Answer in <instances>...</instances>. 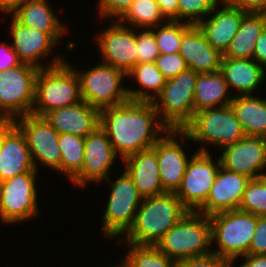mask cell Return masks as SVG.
<instances>
[{"label": "cell", "mask_w": 266, "mask_h": 267, "mask_svg": "<svg viewBox=\"0 0 266 267\" xmlns=\"http://www.w3.org/2000/svg\"><path fill=\"white\" fill-rule=\"evenodd\" d=\"M99 126L121 161L152 148L168 130L160 121L153 102L133 100L101 109Z\"/></svg>", "instance_id": "obj_1"}, {"label": "cell", "mask_w": 266, "mask_h": 267, "mask_svg": "<svg viewBox=\"0 0 266 267\" xmlns=\"http://www.w3.org/2000/svg\"><path fill=\"white\" fill-rule=\"evenodd\" d=\"M187 212L174 192L143 198L132 226L115 242L155 246Z\"/></svg>", "instance_id": "obj_2"}, {"label": "cell", "mask_w": 266, "mask_h": 267, "mask_svg": "<svg viewBox=\"0 0 266 267\" xmlns=\"http://www.w3.org/2000/svg\"><path fill=\"white\" fill-rule=\"evenodd\" d=\"M209 216L188 211L156 243L155 247L177 261L212 253Z\"/></svg>", "instance_id": "obj_3"}, {"label": "cell", "mask_w": 266, "mask_h": 267, "mask_svg": "<svg viewBox=\"0 0 266 267\" xmlns=\"http://www.w3.org/2000/svg\"><path fill=\"white\" fill-rule=\"evenodd\" d=\"M182 130L192 142L199 144L197 150L202 152H211V146L222 149L246 136L231 105L195 112Z\"/></svg>", "instance_id": "obj_4"}, {"label": "cell", "mask_w": 266, "mask_h": 267, "mask_svg": "<svg viewBox=\"0 0 266 267\" xmlns=\"http://www.w3.org/2000/svg\"><path fill=\"white\" fill-rule=\"evenodd\" d=\"M110 175L104 182L109 194L104 203L100 230L103 240L120 239L132 226L136 212L143 200L132 178L124 170L118 178ZM116 179V180H114Z\"/></svg>", "instance_id": "obj_5"}, {"label": "cell", "mask_w": 266, "mask_h": 267, "mask_svg": "<svg viewBox=\"0 0 266 267\" xmlns=\"http://www.w3.org/2000/svg\"><path fill=\"white\" fill-rule=\"evenodd\" d=\"M81 101L78 75L66 61L60 65L39 69L35 80L32 115L43 117L51 110Z\"/></svg>", "instance_id": "obj_6"}, {"label": "cell", "mask_w": 266, "mask_h": 267, "mask_svg": "<svg viewBox=\"0 0 266 267\" xmlns=\"http://www.w3.org/2000/svg\"><path fill=\"white\" fill-rule=\"evenodd\" d=\"M211 239L217 248L212 252L233 260L248 255L258 216L240 210L219 212L209 216Z\"/></svg>", "instance_id": "obj_7"}, {"label": "cell", "mask_w": 266, "mask_h": 267, "mask_svg": "<svg viewBox=\"0 0 266 267\" xmlns=\"http://www.w3.org/2000/svg\"><path fill=\"white\" fill-rule=\"evenodd\" d=\"M66 62L78 75L82 100L91 106L101 110L130 100L127 86L123 84L127 78L123 70L100 61L83 70L77 69L68 60Z\"/></svg>", "instance_id": "obj_8"}, {"label": "cell", "mask_w": 266, "mask_h": 267, "mask_svg": "<svg viewBox=\"0 0 266 267\" xmlns=\"http://www.w3.org/2000/svg\"><path fill=\"white\" fill-rule=\"evenodd\" d=\"M197 76V72L187 68L166 79L161 93L153 100L160 121L168 129L182 130L192 120Z\"/></svg>", "instance_id": "obj_9"}, {"label": "cell", "mask_w": 266, "mask_h": 267, "mask_svg": "<svg viewBox=\"0 0 266 267\" xmlns=\"http://www.w3.org/2000/svg\"><path fill=\"white\" fill-rule=\"evenodd\" d=\"M39 173L26 172L0 182V223L15 226L40 216Z\"/></svg>", "instance_id": "obj_10"}, {"label": "cell", "mask_w": 266, "mask_h": 267, "mask_svg": "<svg viewBox=\"0 0 266 267\" xmlns=\"http://www.w3.org/2000/svg\"><path fill=\"white\" fill-rule=\"evenodd\" d=\"M38 71L26 63L0 71V122L31 114Z\"/></svg>", "instance_id": "obj_11"}, {"label": "cell", "mask_w": 266, "mask_h": 267, "mask_svg": "<svg viewBox=\"0 0 266 267\" xmlns=\"http://www.w3.org/2000/svg\"><path fill=\"white\" fill-rule=\"evenodd\" d=\"M24 134L35 169L45 166L60 172L61 151L59 133L44 118L28 114L12 121ZM41 166V167H39Z\"/></svg>", "instance_id": "obj_12"}, {"label": "cell", "mask_w": 266, "mask_h": 267, "mask_svg": "<svg viewBox=\"0 0 266 267\" xmlns=\"http://www.w3.org/2000/svg\"><path fill=\"white\" fill-rule=\"evenodd\" d=\"M10 17V25H8V33H10L9 37L12 41L10 44L22 63L32 65L38 69H46L66 61L62 53L54 56L52 51L59 45L49 34L22 25L11 15ZM49 55H52L50 59L47 58Z\"/></svg>", "instance_id": "obj_13"}, {"label": "cell", "mask_w": 266, "mask_h": 267, "mask_svg": "<svg viewBox=\"0 0 266 267\" xmlns=\"http://www.w3.org/2000/svg\"><path fill=\"white\" fill-rule=\"evenodd\" d=\"M104 29L95 32L92 37L101 56L100 62L123 70L126 74L138 64L136 28L109 21Z\"/></svg>", "instance_id": "obj_14"}, {"label": "cell", "mask_w": 266, "mask_h": 267, "mask_svg": "<svg viewBox=\"0 0 266 267\" xmlns=\"http://www.w3.org/2000/svg\"><path fill=\"white\" fill-rule=\"evenodd\" d=\"M197 151L190 159L180 187L175 192L188 211L196 212L205 202L220 168L219 157ZM215 159V161H214Z\"/></svg>", "instance_id": "obj_15"}, {"label": "cell", "mask_w": 266, "mask_h": 267, "mask_svg": "<svg viewBox=\"0 0 266 267\" xmlns=\"http://www.w3.org/2000/svg\"><path fill=\"white\" fill-rule=\"evenodd\" d=\"M185 142L189 144L191 140L183 130L168 129L152 147L157 153L161 184L165 192L177 191L191 157L198 151L196 149L189 155L182 146Z\"/></svg>", "instance_id": "obj_16"}, {"label": "cell", "mask_w": 266, "mask_h": 267, "mask_svg": "<svg viewBox=\"0 0 266 267\" xmlns=\"http://www.w3.org/2000/svg\"><path fill=\"white\" fill-rule=\"evenodd\" d=\"M118 159L105 131L98 126L85 137L81 171L69 183L80 189L88 187L87 184H102L111 175Z\"/></svg>", "instance_id": "obj_17"}, {"label": "cell", "mask_w": 266, "mask_h": 267, "mask_svg": "<svg viewBox=\"0 0 266 267\" xmlns=\"http://www.w3.org/2000/svg\"><path fill=\"white\" fill-rule=\"evenodd\" d=\"M224 169L251 178L266 176V137L245 136L220 150Z\"/></svg>", "instance_id": "obj_18"}, {"label": "cell", "mask_w": 266, "mask_h": 267, "mask_svg": "<svg viewBox=\"0 0 266 267\" xmlns=\"http://www.w3.org/2000/svg\"><path fill=\"white\" fill-rule=\"evenodd\" d=\"M38 172L21 130L12 122H0V182L18 174Z\"/></svg>", "instance_id": "obj_19"}, {"label": "cell", "mask_w": 266, "mask_h": 267, "mask_svg": "<svg viewBox=\"0 0 266 267\" xmlns=\"http://www.w3.org/2000/svg\"><path fill=\"white\" fill-rule=\"evenodd\" d=\"M250 178L220 166L206 202L196 211L210 216L219 212L238 210Z\"/></svg>", "instance_id": "obj_20"}, {"label": "cell", "mask_w": 266, "mask_h": 267, "mask_svg": "<svg viewBox=\"0 0 266 267\" xmlns=\"http://www.w3.org/2000/svg\"><path fill=\"white\" fill-rule=\"evenodd\" d=\"M59 133L85 138L100 123V110L85 101L51 110L43 116Z\"/></svg>", "instance_id": "obj_21"}, {"label": "cell", "mask_w": 266, "mask_h": 267, "mask_svg": "<svg viewBox=\"0 0 266 267\" xmlns=\"http://www.w3.org/2000/svg\"><path fill=\"white\" fill-rule=\"evenodd\" d=\"M179 54L187 68L198 74L220 71L222 54L207 41L197 24H192L183 33Z\"/></svg>", "instance_id": "obj_22"}, {"label": "cell", "mask_w": 266, "mask_h": 267, "mask_svg": "<svg viewBox=\"0 0 266 267\" xmlns=\"http://www.w3.org/2000/svg\"><path fill=\"white\" fill-rule=\"evenodd\" d=\"M50 3V0H28L19 5L11 16L22 25L49 34L61 45L64 43L61 40L70 30Z\"/></svg>", "instance_id": "obj_23"}, {"label": "cell", "mask_w": 266, "mask_h": 267, "mask_svg": "<svg viewBox=\"0 0 266 267\" xmlns=\"http://www.w3.org/2000/svg\"><path fill=\"white\" fill-rule=\"evenodd\" d=\"M247 12L219 3L213 11L197 25L207 41L223 54L238 32L243 16Z\"/></svg>", "instance_id": "obj_24"}, {"label": "cell", "mask_w": 266, "mask_h": 267, "mask_svg": "<svg viewBox=\"0 0 266 267\" xmlns=\"http://www.w3.org/2000/svg\"><path fill=\"white\" fill-rule=\"evenodd\" d=\"M220 72L233 96L257 94L266 79V70L254 59L222 58Z\"/></svg>", "instance_id": "obj_25"}, {"label": "cell", "mask_w": 266, "mask_h": 267, "mask_svg": "<svg viewBox=\"0 0 266 267\" xmlns=\"http://www.w3.org/2000/svg\"><path fill=\"white\" fill-rule=\"evenodd\" d=\"M120 163H123V170L132 178L143 198L165 193L161 184L157 153L153 148L134 153Z\"/></svg>", "instance_id": "obj_26"}, {"label": "cell", "mask_w": 266, "mask_h": 267, "mask_svg": "<svg viewBox=\"0 0 266 267\" xmlns=\"http://www.w3.org/2000/svg\"><path fill=\"white\" fill-rule=\"evenodd\" d=\"M233 97L220 71L198 74L194 89V113L230 105Z\"/></svg>", "instance_id": "obj_27"}, {"label": "cell", "mask_w": 266, "mask_h": 267, "mask_svg": "<svg viewBox=\"0 0 266 267\" xmlns=\"http://www.w3.org/2000/svg\"><path fill=\"white\" fill-rule=\"evenodd\" d=\"M246 136L266 137V98L252 95L234 96L230 103Z\"/></svg>", "instance_id": "obj_28"}, {"label": "cell", "mask_w": 266, "mask_h": 267, "mask_svg": "<svg viewBox=\"0 0 266 267\" xmlns=\"http://www.w3.org/2000/svg\"><path fill=\"white\" fill-rule=\"evenodd\" d=\"M266 28V13L247 12L222 58L253 59L256 40Z\"/></svg>", "instance_id": "obj_29"}, {"label": "cell", "mask_w": 266, "mask_h": 267, "mask_svg": "<svg viewBox=\"0 0 266 267\" xmlns=\"http://www.w3.org/2000/svg\"><path fill=\"white\" fill-rule=\"evenodd\" d=\"M134 78V82L132 81ZM127 80L130 83H136L139 87L127 85V91L130 100L133 101H148L153 100L161 93L166 78L162 72L157 68L155 62H145L135 65L128 73Z\"/></svg>", "instance_id": "obj_30"}, {"label": "cell", "mask_w": 266, "mask_h": 267, "mask_svg": "<svg viewBox=\"0 0 266 267\" xmlns=\"http://www.w3.org/2000/svg\"><path fill=\"white\" fill-rule=\"evenodd\" d=\"M136 29H151L167 19L160 12L156 0H134L128 10L117 20Z\"/></svg>", "instance_id": "obj_31"}, {"label": "cell", "mask_w": 266, "mask_h": 267, "mask_svg": "<svg viewBox=\"0 0 266 267\" xmlns=\"http://www.w3.org/2000/svg\"><path fill=\"white\" fill-rule=\"evenodd\" d=\"M85 138L69 133L59 134L60 173L71 181L82 168ZM68 177V178H67Z\"/></svg>", "instance_id": "obj_32"}, {"label": "cell", "mask_w": 266, "mask_h": 267, "mask_svg": "<svg viewBox=\"0 0 266 267\" xmlns=\"http://www.w3.org/2000/svg\"><path fill=\"white\" fill-rule=\"evenodd\" d=\"M120 248H125L126 254L123 261L128 267H176L177 262L167 257L155 246L151 245H132L124 242H117ZM125 246V247H123ZM128 247V248H127Z\"/></svg>", "instance_id": "obj_33"}, {"label": "cell", "mask_w": 266, "mask_h": 267, "mask_svg": "<svg viewBox=\"0 0 266 267\" xmlns=\"http://www.w3.org/2000/svg\"><path fill=\"white\" fill-rule=\"evenodd\" d=\"M192 24L182 21L167 20L151 30L157 42L159 54L179 53L183 33Z\"/></svg>", "instance_id": "obj_34"}, {"label": "cell", "mask_w": 266, "mask_h": 267, "mask_svg": "<svg viewBox=\"0 0 266 267\" xmlns=\"http://www.w3.org/2000/svg\"><path fill=\"white\" fill-rule=\"evenodd\" d=\"M238 210L256 216H266V176L249 180Z\"/></svg>", "instance_id": "obj_35"}, {"label": "cell", "mask_w": 266, "mask_h": 267, "mask_svg": "<svg viewBox=\"0 0 266 267\" xmlns=\"http://www.w3.org/2000/svg\"><path fill=\"white\" fill-rule=\"evenodd\" d=\"M219 3V0H178V21L198 24Z\"/></svg>", "instance_id": "obj_36"}, {"label": "cell", "mask_w": 266, "mask_h": 267, "mask_svg": "<svg viewBox=\"0 0 266 267\" xmlns=\"http://www.w3.org/2000/svg\"><path fill=\"white\" fill-rule=\"evenodd\" d=\"M136 43L138 64L156 61L159 50L151 29H136Z\"/></svg>", "instance_id": "obj_37"}, {"label": "cell", "mask_w": 266, "mask_h": 267, "mask_svg": "<svg viewBox=\"0 0 266 267\" xmlns=\"http://www.w3.org/2000/svg\"><path fill=\"white\" fill-rule=\"evenodd\" d=\"M134 0H98L97 1V18L102 20H118L131 6Z\"/></svg>", "instance_id": "obj_38"}, {"label": "cell", "mask_w": 266, "mask_h": 267, "mask_svg": "<svg viewBox=\"0 0 266 267\" xmlns=\"http://www.w3.org/2000/svg\"><path fill=\"white\" fill-rule=\"evenodd\" d=\"M155 63L166 79L176 77L187 69L185 60L179 53L159 54Z\"/></svg>", "instance_id": "obj_39"}, {"label": "cell", "mask_w": 266, "mask_h": 267, "mask_svg": "<svg viewBox=\"0 0 266 267\" xmlns=\"http://www.w3.org/2000/svg\"><path fill=\"white\" fill-rule=\"evenodd\" d=\"M176 267H231V260L215 253L177 261Z\"/></svg>", "instance_id": "obj_40"}, {"label": "cell", "mask_w": 266, "mask_h": 267, "mask_svg": "<svg viewBox=\"0 0 266 267\" xmlns=\"http://www.w3.org/2000/svg\"><path fill=\"white\" fill-rule=\"evenodd\" d=\"M248 254L266 255V216H258Z\"/></svg>", "instance_id": "obj_41"}, {"label": "cell", "mask_w": 266, "mask_h": 267, "mask_svg": "<svg viewBox=\"0 0 266 267\" xmlns=\"http://www.w3.org/2000/svg\"><path fill=\"white\" fill-rule=\"evenodd\" d=\"M219 2L245 12L266 13V0H219Z\"/></svg>", "instance_id": "obj_42"}, {"label": "cell", "mask_w": 266, "mask_h": 267, "mask_svg": "<svg viewBox=\"0 0 266 267\" xmlns=\"http://www.w3.org/2000/svg\"><path fill=\"white\" fill-rule=\"evenodd\" d=\"M18 55L12 49L11 44L7 41L0 42V71L8 70L9 68L20 65Z\"/></svg>", "instance_id": "obj_43"}, {"label": "cell", "mask_w": 266, "mask_h": 267, "mask_svg": "<svg viewBox=\"0 0 266 267\" xmlns=\"http://www.w3.org/2000/svg\"><path fill=\"white\" fill-rule=\"evenodd\" d=\"M241 260L239 267H266V255H245L231 260V267H238L235 263Z\"/></svg>", "instance_id": "obj_44"}, {"label": "cell", "mask_w": 266, "mask_h": 267, "mask_svg": "<svg viewBox=\"0 0 266 267\" xmlns=\"http://www.w3.org/2000/svg\"><path fill=\"white\" fill-rule=\"evenodd\" d=\"M253 59L266 70V28L256 40Z\"/></svg>", "instance_id": "obj_45"}, {"label": "cell", "mask_w": 266, "mask_h": 267, "mask_svg": "<svg viewBox=\"0 0 266 267\" xmlns=\"http://www.w3.org/2000/svg\"><path fill=\"white\" fill-rule=\"evenodd\" d=\"M160 12L167 20L178 21V0H156Z\"/></svg>", "instance_id": "obj_46"}, {"label": "cell", "mask_w": 266, "mask_h": 267, "mask_svg": "<svg viewBox=\"0 0 266 267\" xmlns=\"http://www.w3.org/2000/svg\"><path fill=\"white\" fill-rule=\"evenodd\" d=\"M26 1L28 0H0V13L9 17L19 5Z\"/></svg>", "instance_id": "obj_47"}, {"label": "cell", "mask_w": 266, "mask_h": 267, "mask_svg": "<svg viewBox=\"0 0 266 267\" xmlns=\"http://www.w3.org/2000/svg\"><path fill=\"white\" fill-rule=\"evenodd\" d=\"M104 267H106V266H104ZM107 267H128L125 263H124V261L121 259V261H119V263L117 264L116 263V265L114 266H112V265H110V266H107Z\"/></svg>", "instance_id": "obj_48"}]
</instances>
